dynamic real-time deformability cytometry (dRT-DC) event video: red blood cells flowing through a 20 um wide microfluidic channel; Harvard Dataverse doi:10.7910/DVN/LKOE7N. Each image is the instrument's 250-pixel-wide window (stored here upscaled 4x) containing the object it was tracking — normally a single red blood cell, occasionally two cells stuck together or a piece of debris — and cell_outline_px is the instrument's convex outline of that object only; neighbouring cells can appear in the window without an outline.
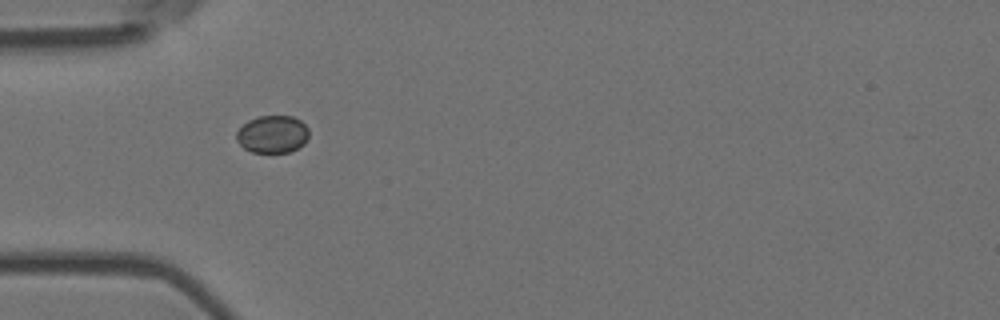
{"species": "Egyptian fruit bat (a non-hibernating species)", "species_latin": "Rousettus aegyptiacus", "temperature_condition": "room temperature", "stored_images_in_passage": 1, "camera_frame_rate_fps": 3000, "um_per_image_px": 0.085, "animal": {"sex": "female"}, "frame": {"image": 1, "passage_image": 1, "time_ms": 0.0, "image_size_px": [1000, 320], "cell_outline_px": [[308, 136], [304, 144], [288, 152], [252, 152], [244, 148], [236, 140], [236, 132], [248, 120], [260, 116], [292, 116], [300, 120], [308, 128]], "centroid_in_image_um": [23.15, 11.4], "position_along_channel_um": 61.8, "area_um2": 15.72}}